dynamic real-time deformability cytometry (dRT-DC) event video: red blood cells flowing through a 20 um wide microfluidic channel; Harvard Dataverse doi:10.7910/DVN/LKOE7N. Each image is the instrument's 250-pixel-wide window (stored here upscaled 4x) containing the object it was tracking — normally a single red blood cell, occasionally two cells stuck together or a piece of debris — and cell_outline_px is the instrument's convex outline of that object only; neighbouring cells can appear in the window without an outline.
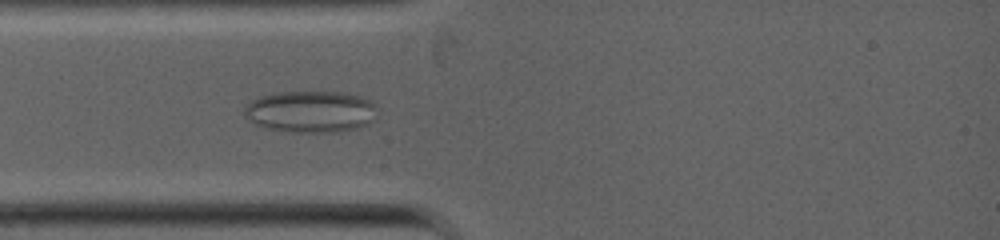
{"species": "common noctule bat (a hibernating species)", "species_latin": "Nyctalus noctula", "temperature_condition": "warm", "stored_images_in_passage": 53, "camera_frame_rate_fps": 5000, "um_per_image_px": 0.085, "animal": {"sex": "female", "body_mass_g": 19.0, "forearm_length_mm": 53.3}, "frame": {"image": 1, "passage_image": 11, "time_ms": 2.2, "image_size_px": [1000, 240], "cell_outline_px": [[376, 120], [368, 124], [356, 128], [336, 132], [292, 132], [268, 128], [256, 124], [244, 116], [244, 108], [252, 100], [260, 96], [276, 92], [340, 92], [360, 96], [372, 100], [376, 104]], "centroid_in_image_um": [26.45, 9.48], "position_along_channel_um": 58.6, "area_um2": 32.48}}
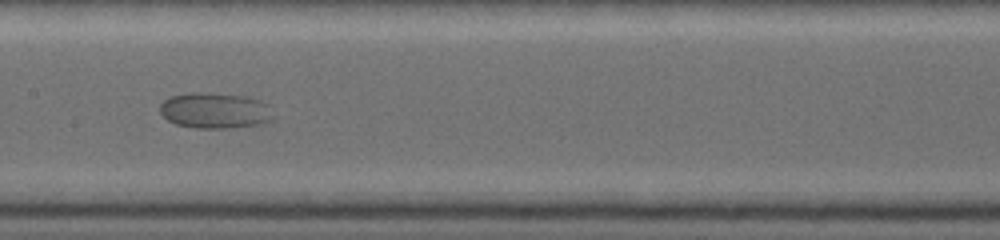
{"frame": {"image": 2, "passage_image": 23, "time_ms": 5.0, "image_size_px": [1000, 240], "cell_outline_px": [[272, 120], [256, 124], [228, 128], [196, 128], [176, 124], [168, 120], [160, 112], [160, 104], [164, 100], [172, 96], [192, 92], [200, 92], [248, 96], [260, 100], [268, 104], [272, 116]], "centroid_in_image_um": [18.26, 9.39], "position_along_channel_um": 189.1, "area_um2": 23.47}}
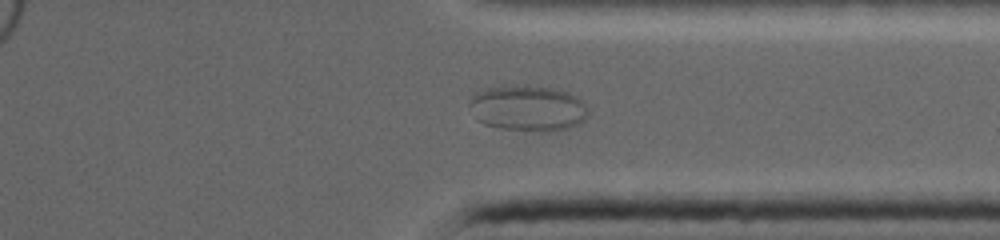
{"frame": {"image": 3, "passage_image": 38, "time_ms": 8.8, "image_size_px": [1000, 240], "cell_outline_px": [[588, 116], [580, 124], [568, 128], [540, 132], [500, 128], [484, 124], [476, 120], [468, 104], [476, 92], [488, 88], [504, 84], [552, 88], [568, 92], [576, 96], [584, 104], [588, 112]], "centroid_in_image_um": [44.85, 9.2], "position_along_channel_um": 366.6, "area_um2": 31.85}}